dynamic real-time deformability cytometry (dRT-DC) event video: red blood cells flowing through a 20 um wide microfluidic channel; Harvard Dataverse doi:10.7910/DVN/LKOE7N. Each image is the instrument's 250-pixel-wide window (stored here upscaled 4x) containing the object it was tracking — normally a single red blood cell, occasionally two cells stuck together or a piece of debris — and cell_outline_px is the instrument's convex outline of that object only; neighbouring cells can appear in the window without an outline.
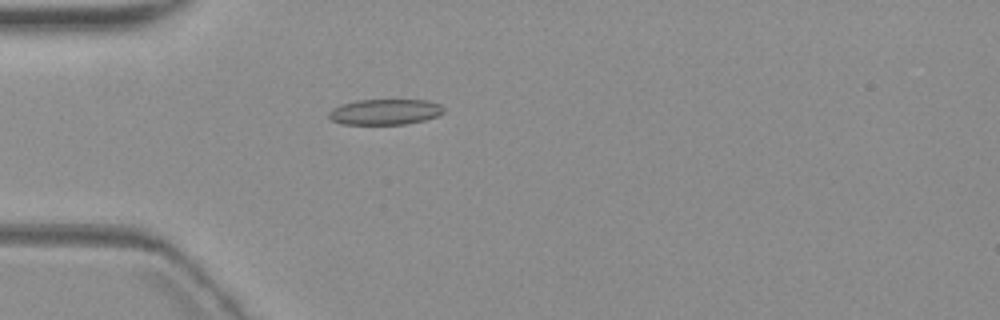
{"species": "common noctule bat (a hibernating species)", "species_latin": "Nyctalus noctula", "temperature_condition": "warm", "stored_images_in_passage": 1, "camera_frame_rate_fps": 3000, "um_per_image_px": 0.085, "animal": {"sex": "female", "body_mass_g": 19.3, "forearm_length_mm": 54.1}, "frame": {"image": 1, "passage_image": 1, "time_ms": 0.0, "image_size_px": [1000, 320], "cell_outline_px": [[444, 112], [436, 116], [424, 120], [408, 124], [340, 124], [332, 120], [328, 116], [328, 112], [332, 108], [340, 104], [356, 100], [428, 100], [440, 104], [444, 108]], "centroid_in_image_um": [32.7, 9.51], "position_along_channel_um": 52.3, "area_um2": 17.28}}